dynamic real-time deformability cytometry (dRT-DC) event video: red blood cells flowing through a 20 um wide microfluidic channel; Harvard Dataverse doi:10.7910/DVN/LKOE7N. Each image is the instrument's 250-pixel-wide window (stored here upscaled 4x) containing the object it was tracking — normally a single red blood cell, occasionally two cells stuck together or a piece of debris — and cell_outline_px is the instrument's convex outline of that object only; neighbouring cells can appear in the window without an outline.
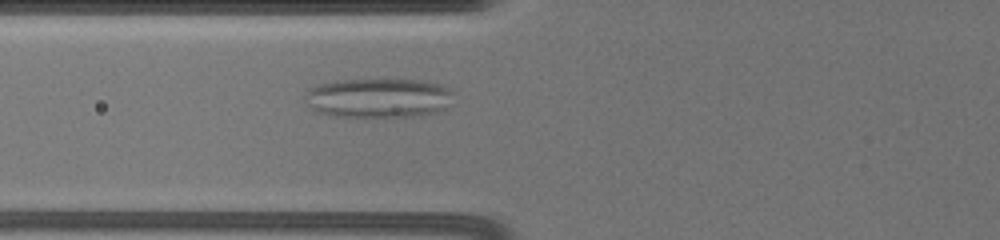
{"species": "common noctule bat (a hibernating species)", "species_latin": "Nyctalus noctula", "temperature_condition": "warm", "stored_images_in_passage": 8, "camera_frame_rate_fps": 3000, "um_per_image_px": 0.085, "animal": {"sex": "female", "body_mass_g": 19.5, "forearm_length_mm": 54.1}, "frame": {"image": 1, "passage_image": 7, "time_ms": 5.667, "image_size_px": [1000, 240], "cell_outline_px": [[452, 92], [448, 108], [436, 112], [412, 116], [332, 116], [316, 112], [308, 108], [304, 96], [308, 88], [320, 84], [336, 80], [424, 80], [440, 84], [448, 88]], "centroid_in_image_um": [32.12, 8.32], "position_along_channel_um": 93.7, "area_um2": 34.22}}